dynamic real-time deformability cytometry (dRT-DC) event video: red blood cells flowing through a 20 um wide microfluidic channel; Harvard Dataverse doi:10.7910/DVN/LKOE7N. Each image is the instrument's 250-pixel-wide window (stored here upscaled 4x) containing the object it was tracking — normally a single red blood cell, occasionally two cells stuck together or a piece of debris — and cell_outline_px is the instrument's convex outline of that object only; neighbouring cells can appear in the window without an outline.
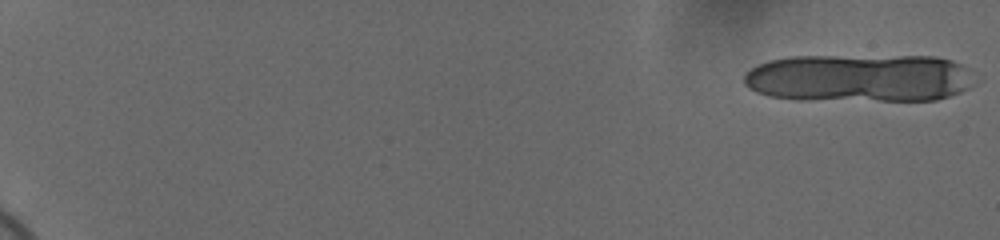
{"species": "human", "species_latin": "Homo sapiens", "temperature_condition": "cold", "stored_images_in_passage": 18, "camera_frame_rate_fps": 3000, "um_per_image_px": 0.085, "donor": {"sex": "female"}, "frame": {"image": 1, "passage_image": 1, "time_ms": 0.0, "image_size_px": [1000, 240], "cell_outline_px": [[968, 88], [960, 92], [936, 100], [796, 100], [768, 96], [756, 92], [748, 88], [744, 84], [744, 76], [752, 68], [760, 64], [772, 60], [788, 56], [936, 56], [952, 60], [960, 64], [968, 84]], "centroid_in_image_um": [72.91, 6.64], "position_along_channel_um": 12.1, "area_um2": 64.16}}